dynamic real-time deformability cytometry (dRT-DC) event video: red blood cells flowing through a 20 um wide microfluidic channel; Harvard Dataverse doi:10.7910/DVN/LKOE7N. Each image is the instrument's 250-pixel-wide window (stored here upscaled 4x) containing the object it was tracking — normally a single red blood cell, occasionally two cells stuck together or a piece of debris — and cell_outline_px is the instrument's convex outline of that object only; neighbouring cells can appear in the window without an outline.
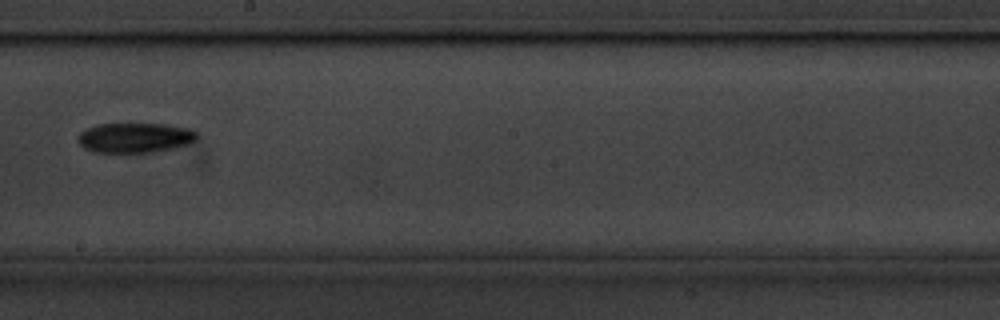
{"species": "common noctule bat (a hibernating species)", "species_latin": "Nyctalus noctula", "temperature_condition": "cold", "stored_images_in_passage": 15, "camera_frame_rate_fps": 3000, "um_per_image_px": 0.085, "animal": {"sex": "male", "body_mass_g": 20.1, "forearm_length_mm": 53.5}, "frame": {"image": 1, "passage_image": 9, "time_ms": 2.667, "image_size_px": [1000, 320], "cell_outline_px": [[200, 136], [196, 140], [188, 144], [176, 148], [152, 152], [92, 152], [84, 148], [76, 140], [76, 136], [84, 128], [96, 124], [164, 124], [192, 128]], "centroid_in_image_um": [11.47, 11.7], "position_along_channel_um": 236.7, "area_um2": 21.15}}